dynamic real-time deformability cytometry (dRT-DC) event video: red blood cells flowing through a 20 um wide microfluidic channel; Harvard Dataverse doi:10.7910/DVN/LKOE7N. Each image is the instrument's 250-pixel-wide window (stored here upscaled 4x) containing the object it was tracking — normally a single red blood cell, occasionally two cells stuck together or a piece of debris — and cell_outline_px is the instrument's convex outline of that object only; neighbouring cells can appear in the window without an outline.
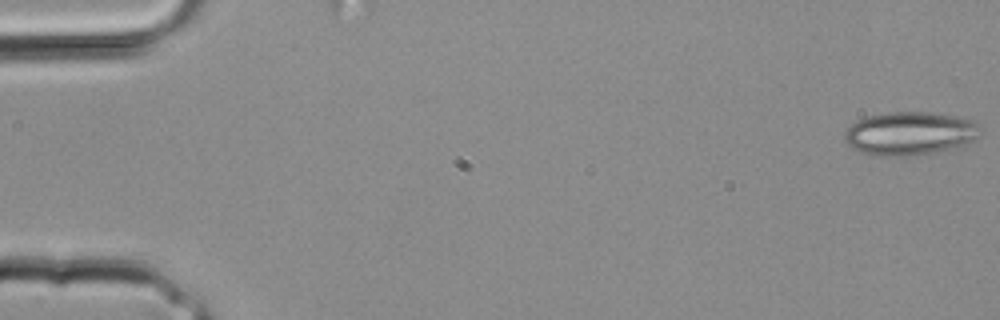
{"species": "common noctule bat (a hibernating species)", "species_latin": "Nyctalus noctula", "temperature_condition": "room temperature", "stored_images_in_passage": 10, "camera_frame_rate_fps": 3000, "um_per_image_px": 0.085, "animal": {"sex": "male", "body_mass_g": 20.4}, "frame": {"image": 1, "passage_image": 1, "time_ms": 0.0, "image_size_px": [1000, 320], "cell_outline_px": [[984, 128], [980, 136], [956, 148], [916, 156], [880, 156], [860, 152], [852, 148], [844, 140], [844, 132], [856, 120], [868, 116], [888, 112], [928, 112], [956, 116], [976, 120]], "centroid_in_image_um": [77.39, 11.34], "position_along_channel_um": 7.6, "area_um2": 34.91}}